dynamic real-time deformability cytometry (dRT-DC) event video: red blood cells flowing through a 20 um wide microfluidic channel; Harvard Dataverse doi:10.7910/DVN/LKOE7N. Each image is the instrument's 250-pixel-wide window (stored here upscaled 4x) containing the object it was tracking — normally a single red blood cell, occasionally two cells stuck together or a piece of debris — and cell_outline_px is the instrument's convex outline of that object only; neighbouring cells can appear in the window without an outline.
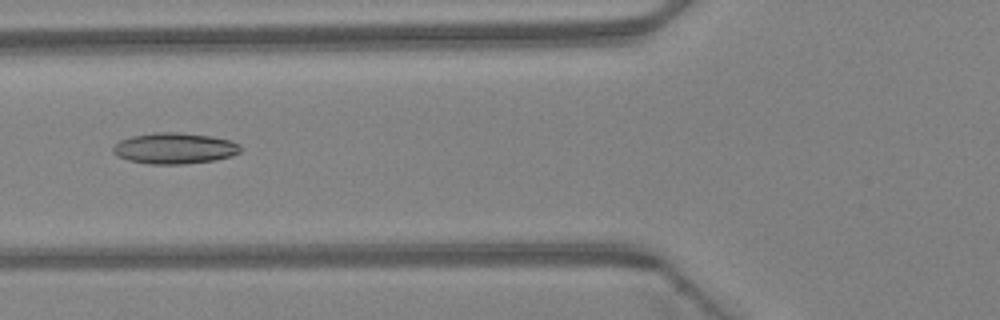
{"species": "Egyptian fruit bat (a non-hibernating species)", "species_latin": "Rousettus aegyptiacus", "temperature_condition": "warm", "stored_images_in_passage": 48, "camera_frame_rate_fps": 3000, "um_per_image_px": 0.085, "animal": {"sex": "female"}, "frame": {"image": 1, "passage_image": 19, "time_ms": 6.0, "image_size_px": [1000, 320], "cell_outline_px": [[240, 152], [232, 156], [216, 160], [184, 164], [148, 164], [128, 160], [116, 156], [112, 152], [112, 148], [120, 140], [132, 136], [156, 132], [176, 132], [212, 136], [232, 140], [240, 144]], "centroid_in_image_um": [14.85, 12.61], "position_along_channel_um": 111.0, "area_um2": 23.24}}
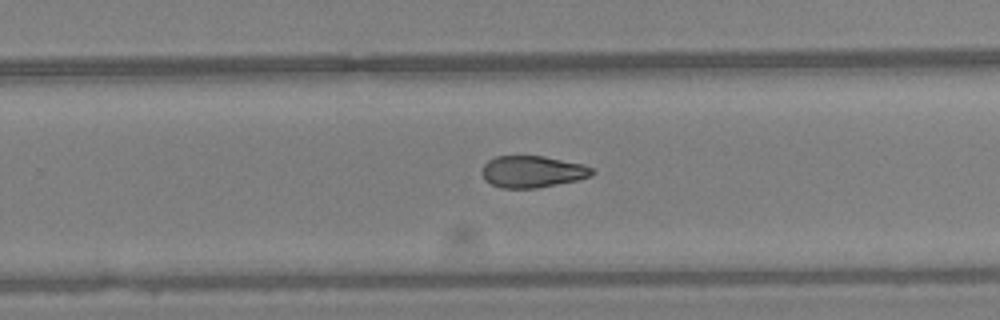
{"frame": {"image": 2, "passage_image": 31, "time_ms": 10.0, "image_size_px": [1000, 320], "cell_outline_px": [[596, 172], [592, 176], [576, 180], [536, 188], [500, 188], [484, 180], [484, 164], [488, 160], [496, 156], [544, 156], [584, 164], [592, 168]], "centroid_in_image_um": [45.29, 14.58], "position_along_channel_um": 284.5, "area_um2": 20.29}}
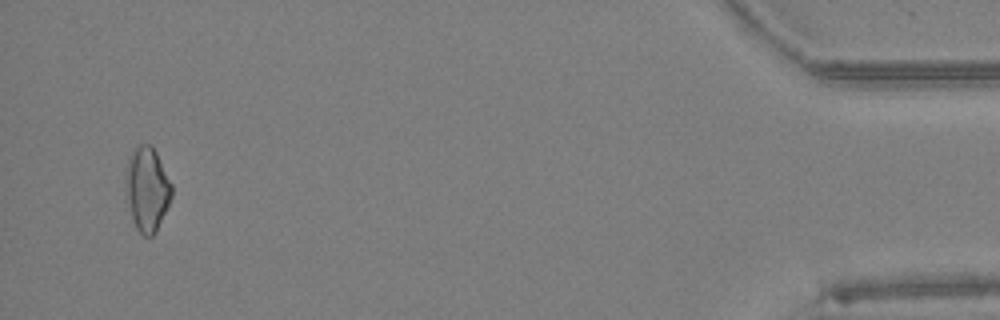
{"frame": {"image": 3, "passage_image": 46, "time_ms": 15.0, "image_size_px": [1000, 320], "cell_outline_px": [[172, 196], [156, 232], [152, 236], [144, 236], [136, 228], [132, 216], [124, 176], [128, 156], [140, 144], [152, 144], [172, 184]], "centroid_in_image_um": [12.51, 16.04], "position_along_channel_um": 422.7, "area_um2": 22.31}, "authors_computed_cell_mechanics": {"area_um2": 21.675, "velocity_mm_per_s": 4.3615, "shape_relaxation_time_tau1_ms": null, "shape_relaxation_time_tau2_ms": 7.665, "deformation_change_tau1": null, "deformation_change_tau2": 0.1774}}